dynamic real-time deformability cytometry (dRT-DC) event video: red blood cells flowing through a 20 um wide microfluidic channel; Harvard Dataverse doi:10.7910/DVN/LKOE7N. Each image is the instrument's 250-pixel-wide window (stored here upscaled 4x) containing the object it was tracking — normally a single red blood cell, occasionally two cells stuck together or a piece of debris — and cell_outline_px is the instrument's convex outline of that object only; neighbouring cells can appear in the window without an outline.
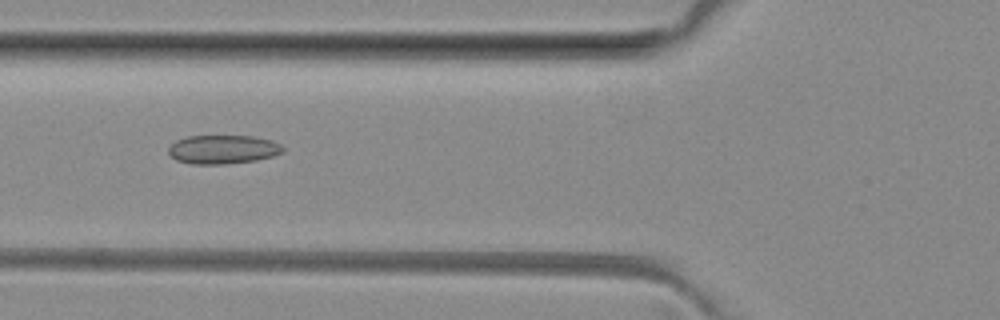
{"species": "common noctule bat (a hibernating species)", "species_latin": "Nyctalus noctula", "temperature_condition": "room temperature", "stored_images_in_passage": 3, "camera_frame_rate_fps": 3000, "um_per_image_px": 0.085, "animal": {"sex": "female", "body_mass_g": 29.2, "forearm_length_mm": 56.3}, "frame": {"image": 1, "passage_image": 3, "time_ms": 2.333, "image_size_px": [1000, 320], "cell_outline_px": [[284, 152], [272, 156], [256, 160], [224, 164], [192, 164], [176, 160], [168, 152], [168, 148], [176, 140], [188, 136], [252, 136], [272, 140], [280, 144], [284, 148]], "centroid_in_image_um": [18.95, 12.7], "position_along_channel_um": 106.8, "area_um2": 19.19}}